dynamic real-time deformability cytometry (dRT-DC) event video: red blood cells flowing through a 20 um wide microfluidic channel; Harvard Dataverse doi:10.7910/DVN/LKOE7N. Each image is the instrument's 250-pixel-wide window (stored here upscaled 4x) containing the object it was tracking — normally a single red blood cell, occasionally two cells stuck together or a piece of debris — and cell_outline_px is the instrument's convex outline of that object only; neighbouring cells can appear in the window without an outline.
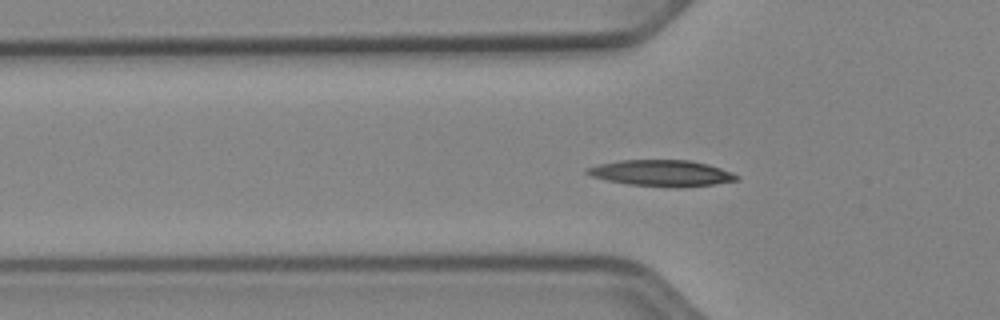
{"species": "Egyptian fruit bat (a non-hibernating species)", "species_latin": "Rousettus aegyptiacus", "temperature_condition": "cold", "stored_images_in_passage": 50, "camera_frame_rate_fps": 3000, "um_per_image_px": 0.085, "animal": {"sex": "female"}, "frame": {"image": 1, "passage_image": 14, "time_ms": 4.333, "image_size_px": [1000, 320], "cell_outline_px": [[736, 180], [712, 184], [680, 188], [672, 188], [628, 184], [608, 180], [592, 176], [584, 172], [588, 168], [600, 164], [620, 160], [688, 160], [708, 164], [720, 168], [736, 176]], "centroid_in_image_um": [56.2, 14.72], "position_along_channel_um": 69.6, "area_um2": 22.48}}
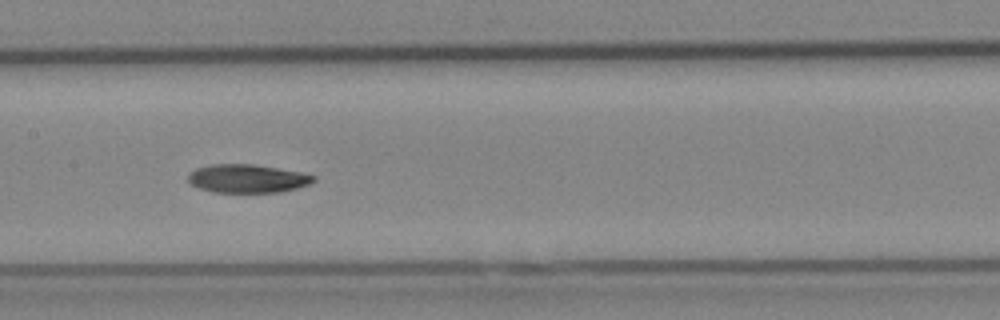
{"frame": {"image": 2, "passage_image": 23, "time_ms": 7.333, "image_size_px": [1000, 320], "cell_outline_px": [[316, 180], [308, 184], [296, 188], [280, 192], [212, 192], [200, 188], [192, 184], [188, 180], [188, 176], [196, 168], [212, 164], [252, 164], [300, 172], [316, 176]], "centroid_in_image_um": [21.03, 15.18], "position_along_channel_um": 186.4, "area_um2": 20.52}}
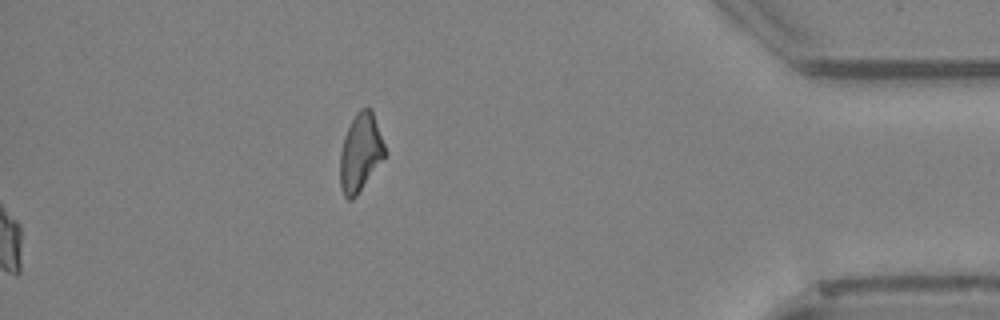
{"frame": {"image": 3, "passage_image": 50, "time_ms": 16.333, "image_size_px": [1000, 320], "cell_outline_px": [[384, 156], [356, 196], [352, 200], [348, 200], [344, 196], [340, 188], [340, 152], [344, 136], [356, 112], [360, 108], [372, 108], [384, 144]], "centroid_in_image_um": [30.6, 12.96], "position_along_channel_um": 404.6, "area_um2": 20.0}, "authors_computed_cell_mechanics": {"area_um2": 20.7791, "velocity_mm_per_s": 3.9178, "shape_relaxation_time_tau1_ms": 4.4605, "shape_relaxation_time_tau2_ms": 5.6289, "deformation_change_tau1": 0.1459, "deformation_change_tau2": 0.1103}}